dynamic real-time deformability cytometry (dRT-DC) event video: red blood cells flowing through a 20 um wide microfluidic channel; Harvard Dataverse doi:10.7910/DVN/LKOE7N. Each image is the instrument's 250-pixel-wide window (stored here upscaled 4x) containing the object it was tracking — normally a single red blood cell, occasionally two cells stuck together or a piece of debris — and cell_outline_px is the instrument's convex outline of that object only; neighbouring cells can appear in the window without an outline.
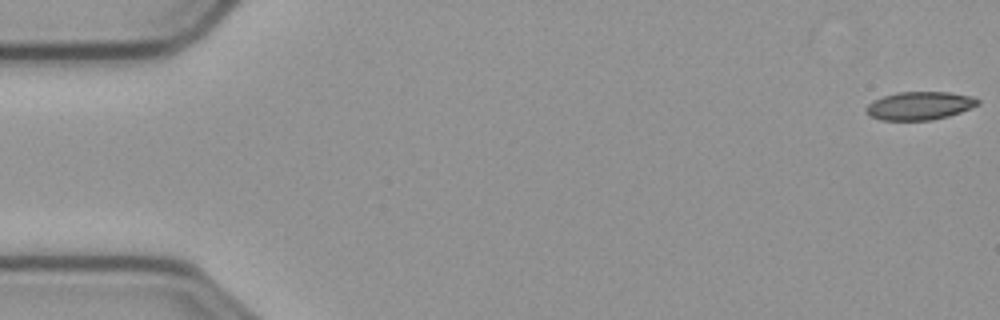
{"species": "common noctule bat (a hibernating species)", "species_latin": "Nyctalus noctula", "temperature_condition": "cold", "stored_images_in_passage": 57, "camera_frame_rate_fps": 3000, "um_per_image_px": 0.085, "animal": {"sex": "male", "body_mass_g": 23.1, "forearm_length_mm": 52.7}, "frame": {"image": 1, "passage_image": 1, "time_ms": 0.0, "image_size_px": [1000, 320], "cell_outline_px": [[980, 104], [960, 112], [948, 116], [932, 120], [880, 120], [864, 112], [864, 108], [872, 100], [896, 92], [948, 92], [972, 96], [980, 100]], "centroid_in_image_um": [78.14, 8.98], "position_along_channel_um": 6.9, "area_um2": 18.44}}
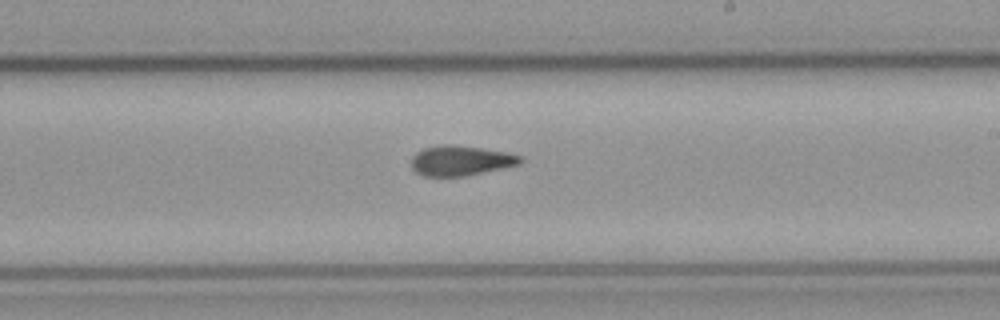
{"frame": {"image": 2, "passage_image": 33, "time_ms": 10.667, "image_size_px": [1000, 320], "cell_outline_px": [[524, 160], [520, 164], [464, 176], [424, 176], [416, 172], [412, 168], [412, 156], [416, 152], [424, 148], [440, 144], [452, 144], [508, 152], [520, 156]], "centroid_in_image_um": [39.14, 13.64], "position_along_channel_um": 249.9, "area_um2": 19.02}}
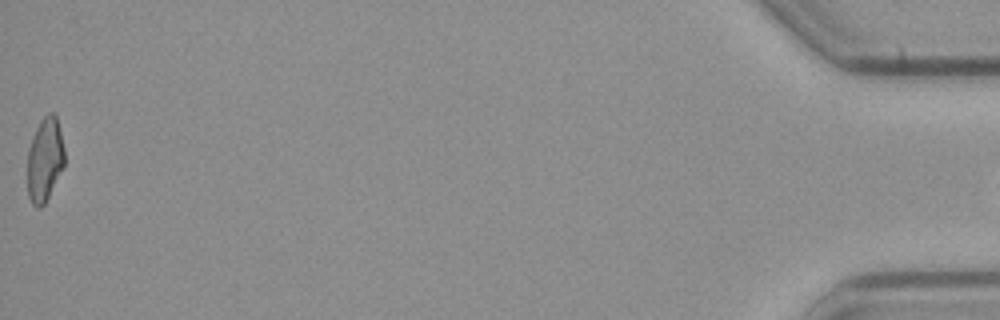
{"frame": {"image": 3, "passage_image": 57, "time_ms": 18.667, "image_size_px": [1000, 320], "cell_outline_px": [[64, 164], [44, 204], [40, 208], [36, 208], [32, 204], [28, 196], [28, 148], [32, 136], [40, 120], [48, 112], [52, 112], [56, 116], [64, 148]], "centroid_in_image_um": [3.79, 13.55], "position_along_channel_um": 431.4, "area_um2": 17.92}, "authors_computed_cell_mechanics": {"area_um2": 19.074, "velocity_mm_per_s": 3.6266, "shape_relaxation_time_tau1_ms": null, "shape_relaxation_time_tau2_ms": 2.7664, "deformation_change_tau1": null, "deformation_change_tau2": 0.1001}}